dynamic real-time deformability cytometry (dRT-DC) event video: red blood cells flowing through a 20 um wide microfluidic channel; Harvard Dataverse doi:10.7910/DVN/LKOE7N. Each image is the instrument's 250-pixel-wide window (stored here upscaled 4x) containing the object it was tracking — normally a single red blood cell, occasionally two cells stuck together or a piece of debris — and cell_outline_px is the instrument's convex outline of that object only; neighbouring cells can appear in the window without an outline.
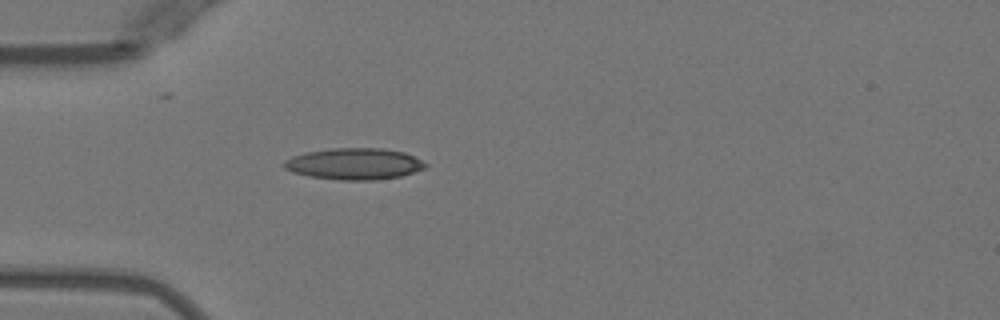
{"species": "Egyptian fruit bat (a non-hibernating species)", "species_latin": "Rousettus aegyptiacus", "temperature_condition": "warm", "stored_images_in_passage": 3, "camera_frame_rate_fps": 3000, "um_per_image_px": 0.085, "animal": {"sex": "female"}, "frame": {"image": 1, "passage_image": 3, "time_ms": 2.333, "image_size_px": [1000, 320], "cell_outline_px": [[428, 164], [424, 168], [400, 176], [372, 180], [340, 180], [308, 176], [292, 172], [284, 168], [280, 164], [284, 160], [292, 156], [304, 152], [332, 148], [384, 148], [404, 152]], "centroid_in_image_um": [30.04, 13.92], "position_along_channel_um": 55.0, "area_um2": 25.95}}